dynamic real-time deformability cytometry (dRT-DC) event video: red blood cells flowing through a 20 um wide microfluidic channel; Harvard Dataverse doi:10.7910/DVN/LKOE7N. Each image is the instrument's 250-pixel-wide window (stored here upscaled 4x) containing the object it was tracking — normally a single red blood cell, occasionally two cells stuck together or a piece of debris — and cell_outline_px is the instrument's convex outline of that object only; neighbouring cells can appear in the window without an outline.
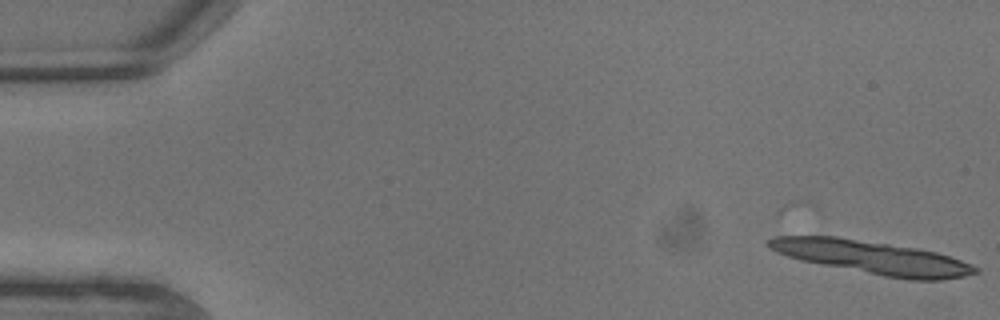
{"species": "common noctule bat (a hibernating species)", "species_latin": "Nyctalus noctula", "temperature_condition": "warm", "stored_images_in_passage": 2, "camera_frame_rate_fps": 3000, "um_per_image_px": 0.085, "animal": {"sex": "male", "body_mass_g": 13.3}, "frame": {"image": 1, "passage_image": 2, "time_ms": 0.333, "image_size_px": [1000, 320], "cell_outline_px": [[980, 272], [964, 276], [940, 280], [908, 280], [884, 276], [800, 260], [776, 252], [768, 248], [764, 244], [764, 240], [772, 236], [836, 236], [920, 248], [936, 252], [972, 264], [980, 268]], "centroid_in_image_um": [74.12, 21.87], "position_along_channel_um": 10.9, "area_um2": 40.29}}